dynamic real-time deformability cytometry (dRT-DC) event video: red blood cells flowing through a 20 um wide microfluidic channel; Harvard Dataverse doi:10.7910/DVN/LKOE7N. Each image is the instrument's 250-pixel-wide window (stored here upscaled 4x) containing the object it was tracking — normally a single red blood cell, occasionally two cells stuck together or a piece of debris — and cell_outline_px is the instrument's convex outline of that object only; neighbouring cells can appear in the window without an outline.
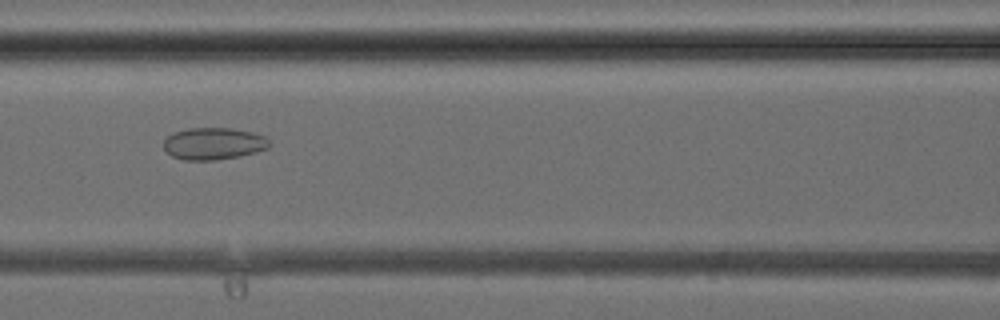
{"species": "common noctule bat (a hibernating species)", "species_latin": "Nyctalus noctula", "temperature_condition": "cold", "stored_images_in_passage": 7, "camera_frame_rate_fps": 3000, "um_per_image_px": 0.085, "animal": {"sex": "female", "body_mass_g": 24.6, "forearm_length_mm": 56.2}, "frame": {"image": 1, "passage_image": 6, "time_ms": 6.0, "image_size_px": [1000, 320], "cell_outline_px": [[268, 148], [256, 152], [240, 156], [216, 160], [184, 160], [172, 156], [164, 148], [164, 140], [172, 132], [188, 128], [232, 128], [252, 132], [264, 136], [268, 140]], "centroid_in_image_um": [18.13, 12.2], "position_along_channel_um": 148.5, "area_um2": 19.71}}
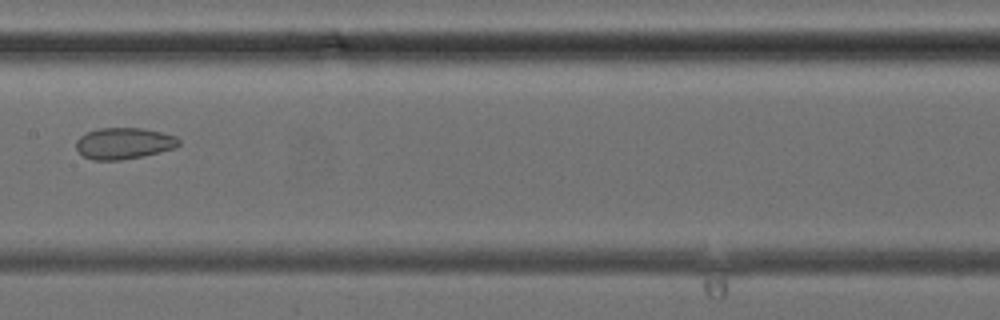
{"frame": {"image": 2, "passage_image": 7, "time_ms": 7.0, "image_size_px": [1000, 320], "cell_outline_px": [[180, 144], [176, 148], [144, 156], [120, 160], [92, 160], [84, 156], [76, 148], [76, 140], [80, 136], [88, 132], [100, 128], [140, 128], [160, 132], [176, 136], [180, 140]], "centroid_in_image_um": [10.55, 12.19], "position_along_channel_um": 196.9, "area_um2": 18.79}}